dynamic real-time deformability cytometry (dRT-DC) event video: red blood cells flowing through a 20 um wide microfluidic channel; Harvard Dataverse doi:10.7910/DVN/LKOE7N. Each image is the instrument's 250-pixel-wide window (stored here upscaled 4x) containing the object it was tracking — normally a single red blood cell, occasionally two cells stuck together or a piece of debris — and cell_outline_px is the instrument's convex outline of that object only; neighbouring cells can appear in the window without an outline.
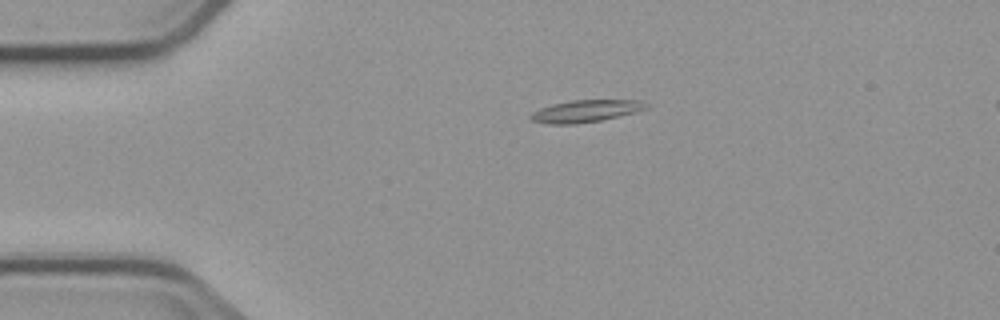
{"species": "common noctule bat (a hibernating species)", "species_latin": "Nyctalus noctula", "temperature_condition": "cold", "stored_images_in_passage": 5, "segment_of_instrument_passage": [1, 2], "camera_frame_rate_fps": 3000, "um_per_image_px": 0.085, "animal": {"sex": "male", "body_mass_g": 23.1, "forearm_length_mm": 52.7}, "frame": {"image": 1, "passage_image": 3, "time_ms": 2.333, "image_size_px": [1000, 320], "cell_outline_px": [[648, 108], [636, 112], [600, 120], [576, 124], [548, 124], [532, 120], [528, 116], [532, 112], [540, 108], [552, 104], [572, 100], [640, 100], [648, 104]], "centroid_in_image_um": [49.77, 9.44], "position_along_channel_um": 35.2, "area_um2": 14.85}}